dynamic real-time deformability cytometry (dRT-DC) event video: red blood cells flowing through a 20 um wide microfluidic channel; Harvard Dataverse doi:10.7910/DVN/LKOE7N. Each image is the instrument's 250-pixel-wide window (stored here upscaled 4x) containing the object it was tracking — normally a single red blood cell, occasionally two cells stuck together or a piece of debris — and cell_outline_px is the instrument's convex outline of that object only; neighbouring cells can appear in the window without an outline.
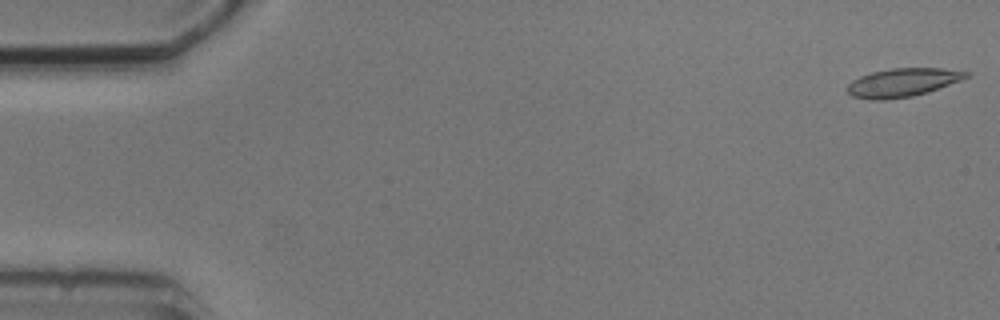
{"species": "common noctule bat (a hibernating species)", "species_latin": "Nyctalus noctula", "temperature_condition": "cold", "stored_images_in_passage": 5, "camera_frame_rate_fps": 3000, "um_per_image_px": 0.085, "animal": {"sex": "male", "body_mass_g": 20.5, "forearm_length_mm": 52.5}, "frame": {"image": 1, "passage_image": 1, "time_ms": 0.0, "image_size_px": [1000, 320], "cell_outline_px": [[972, 72], [968, 76], [960, 80], [928, 92], [912, 96], [884, 100], [868, 100], [852, 96], [848, 92], [848, 84], [852, 80], [860, 76], [872, 72], [892, 68], [944, 68]], "centroid_in_image_um": [76.72, 7.01], "position_along_channel_um": 8.3, "area_um2": 19.71}}
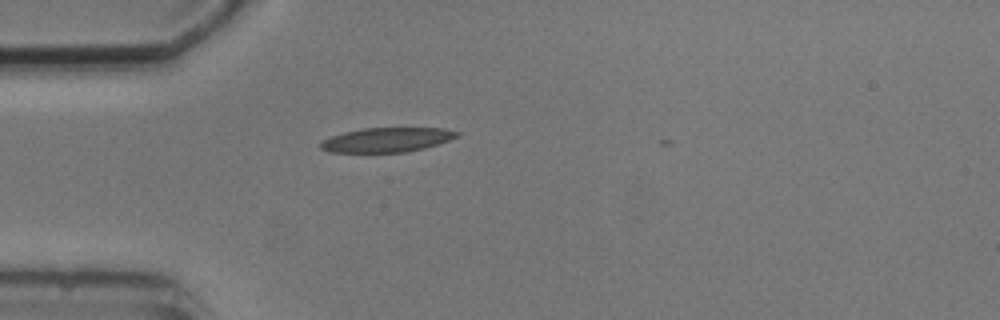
{"frame": {"image": 2, "passage_image": 5, "time_ms": 4.667, "image_size_px": [1000, 320], "cell_outline_px": [[460, 136], [424, 148], [408, 152], [332, 152], [320, 148], [320, 144], [324, 140], [332, 136], [344, 132], [364, 128], [444, 128], [460, 132]], "centroid_in_image_um": [32.92, 11.88], "position_along_channel_um": 52.1, "area_um2": 19.25}}